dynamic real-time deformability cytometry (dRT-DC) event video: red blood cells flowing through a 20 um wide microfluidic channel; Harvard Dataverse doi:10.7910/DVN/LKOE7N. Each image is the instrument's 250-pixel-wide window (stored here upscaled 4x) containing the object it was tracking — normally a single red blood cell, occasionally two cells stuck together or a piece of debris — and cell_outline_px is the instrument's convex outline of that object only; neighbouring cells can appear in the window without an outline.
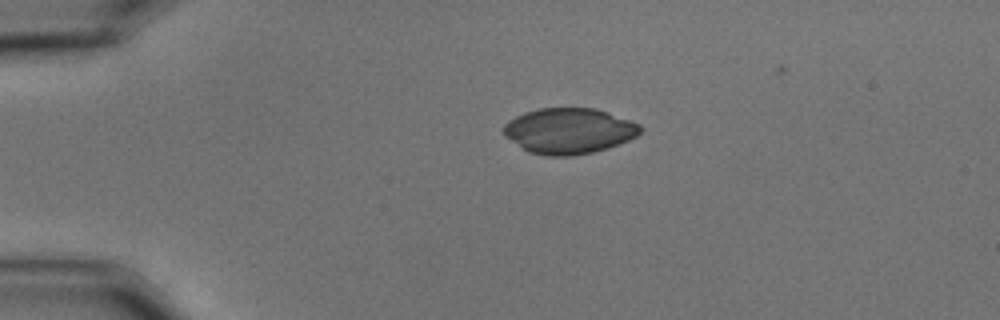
{"species": "common noctule bat (a hibernating species)", "species_latin": "Nyctalus noctula", "temperature_condition": "cold", "stored_images_in_passage": 39, "camera_frame_rate_fps": 3000, "um_per_image_px": 0.085, "animal": {"sex": "male", "body_mass_g": 15.6}, "frame": {"image": 1, "passage_image": 1, "time_ms": 0.0, "image_size_px": [1000, 320], "cell_outline_px": [[644, 128], [636, 136], [628, 140], [608, 148], [592, 152], [572, 156], [548, 156], [528, 152], [504, 136], [504, 124], [508, 120], [524, 112], [540, 108], [596, 108], [640, 124]], "centroid_in_image_um": [48.35, 11.13], "position_along_channel_um": 36.6, "area_um2": 36.41}}